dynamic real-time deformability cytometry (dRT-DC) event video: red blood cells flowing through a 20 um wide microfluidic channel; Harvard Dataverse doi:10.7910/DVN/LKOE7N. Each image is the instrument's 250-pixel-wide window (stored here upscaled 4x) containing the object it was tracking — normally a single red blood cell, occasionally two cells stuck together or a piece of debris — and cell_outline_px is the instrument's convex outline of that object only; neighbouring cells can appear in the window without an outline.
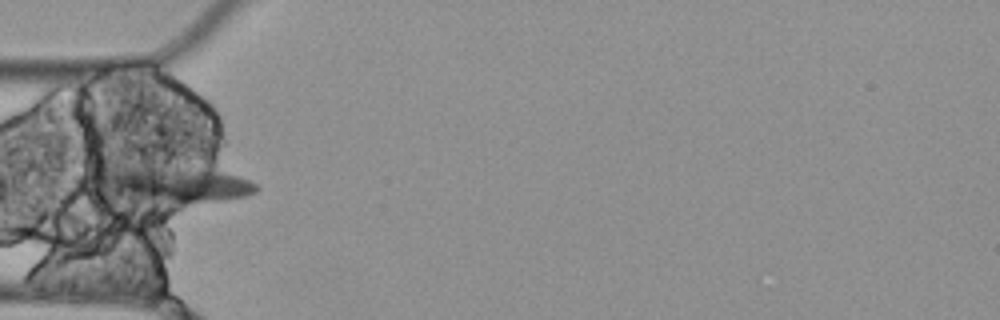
{"species": "Egyptian fruit bat (a non-hibernating species)", "species_latin": "Rousettus aegyptiacus", "temperature_condition": "cold", "stored_images_in_passage": 8, "segment_of_instrument_passage": [1, 2], "camera_frame_rate_fps": 3000, "um_per_image_px": 0.085, "animal": {"sex": "female"}, "frame": {"image": 1, "passage_image": 3, "time_ms": 0.667, "image_size_px": [1000, 320], "cell_outline_px": [[260, 188], [256, 192], [248, 196], [176, 208], [112, 208], [100, 200], [96, 196], [92, 184], [124, 164], [220, 172], [236, 176], [248, 180], [256, 184]], "centroid_in_image_um": [14.3, 15.93], "position_along_channel_um": 70.7, "area_um2": 38.67}}